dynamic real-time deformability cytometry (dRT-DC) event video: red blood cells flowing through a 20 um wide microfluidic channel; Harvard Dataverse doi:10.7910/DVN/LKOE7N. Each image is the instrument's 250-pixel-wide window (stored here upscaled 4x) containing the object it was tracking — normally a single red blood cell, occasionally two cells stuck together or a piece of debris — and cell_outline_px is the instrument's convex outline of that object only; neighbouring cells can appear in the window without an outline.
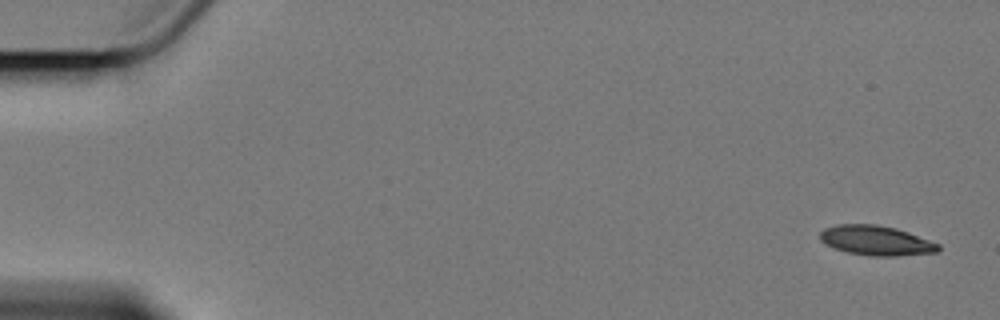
{"species": "Egyptian fruit bat (a non-hibernating species)", "species_latin": "Rousettus aegyptiacus", "temperature_condition": "cold", "stored_images_in_passage": 4, "camera_frame_rate_fps": 3000, "um_per_image_px": 0.085, "animal": {"sex": "female"}, "frame": {"image": 1, "passage_image": 1, "time_ms": 0.0, "image_size_px": [1000, 320], "cell_outline_px": [[940, 248], [936, 252], [896, 256], [872, 256], [848, 252], [824, 244], [820, 240], [820, 232], [824, 228], [836, 224], [876, 224], [896, 228], [908, 232], [940, 244]], "centroid_in_image_um": [74.45, 20.43], "position_along_channel_um": 10.6, "area_um2": 20.46}}